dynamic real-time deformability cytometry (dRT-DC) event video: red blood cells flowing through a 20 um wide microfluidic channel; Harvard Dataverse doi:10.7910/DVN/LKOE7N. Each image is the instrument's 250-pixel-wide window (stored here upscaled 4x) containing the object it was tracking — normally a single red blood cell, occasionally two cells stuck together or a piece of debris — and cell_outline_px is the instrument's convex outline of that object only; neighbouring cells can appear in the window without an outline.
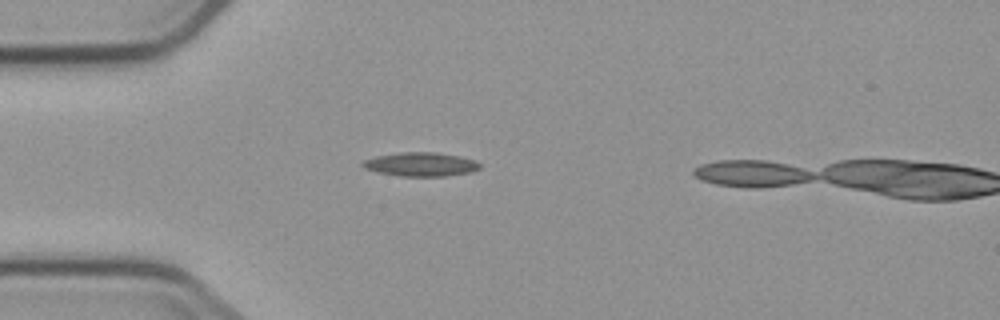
{"species": "common noctule bat (a hibernating species)", "species_latin": "Nyctalus noctula", "temperature_condition": "cold", "stored_images_in_passage": 6, "camera_frame_rate_fps": 3000, "um_per_image_px": 0.085, "animal": {"sex": "male", "body_mass_g": 23.1, "forearm_length_mm": 52.7}, "frame": {"image": 1, "passage_image": 5, "time_ms": 4.667, "image_size_px": [1000, 320], "cell_outline_px": [[480, 168], [468, 172], [448, 176], [400, 176], [376, 172], [364, 168], [360, 164], [364, 160], [376, 156], [400, 152], [436, 152], [460, 156], [476, 160], [480, 164]], "centroid_in_image_um": [35.75, 13.96], "position_along_channel_um": 49.3, "area_um2": 16.36}}